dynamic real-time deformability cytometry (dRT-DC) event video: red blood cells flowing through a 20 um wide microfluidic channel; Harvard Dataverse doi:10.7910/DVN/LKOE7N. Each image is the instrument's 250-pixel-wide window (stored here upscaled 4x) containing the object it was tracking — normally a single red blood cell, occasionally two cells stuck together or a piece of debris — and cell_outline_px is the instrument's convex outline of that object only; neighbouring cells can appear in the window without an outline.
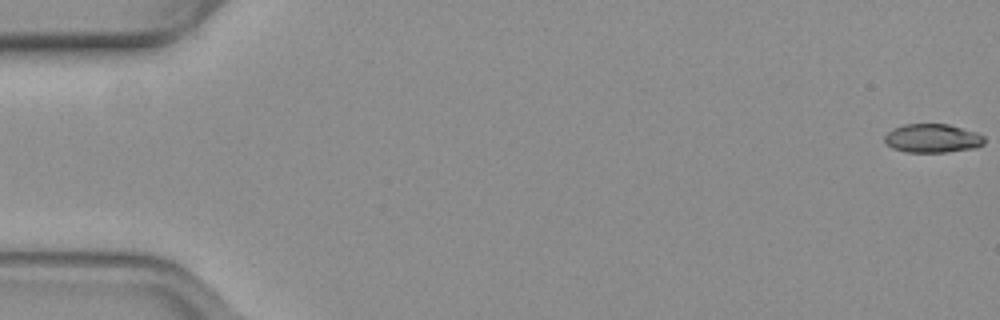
{"species": "common noctule bat (a hibernating species)", "species_latin": "Nyctalus noctula", "temperature_condition": "warm", "stored_images_in_passage": 55, "camera_frame_rate_fps": 3000, "um_per_image_px": 0.085, "animal": {"sex": "female", "body_mass_g": 19.3, "forearm_length_mm": 54.1}, "frame": {"image": 1, "passage_image": 1, "time_ms": 0.0, "image_size_px": [1000, 320], "cell_outline_px": [[984, 144], [976, 148], [948, 152], [908, 152], [892, 148], [884, 140], [884, 136], [892, 128], [904, 124], [948, 124], [976, 132], [984, 136]], "centroid_in_image_um": [79.27, 11.75], "position_along_channel_um": 5.7, "area_um2": 16.76}}
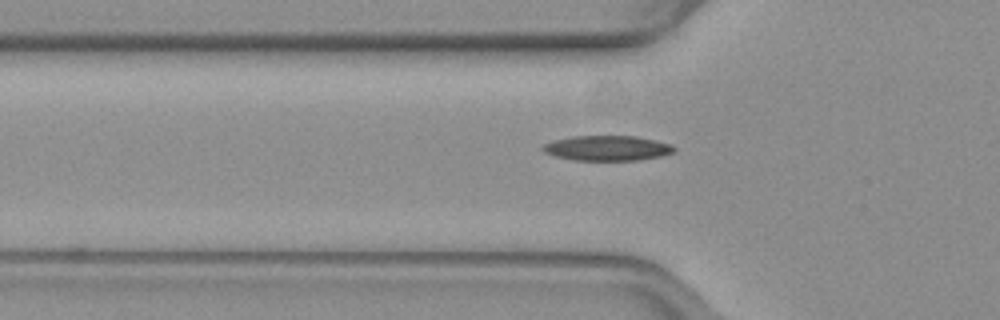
{"frame": {"image": 2, "passage_image": 19, "time_ms": 6.0, "image_size_px": [1000, 320], "cell_outline_px": [[676, 152], [660, 156], [640, 160], [576, 160], [556, 156], [544, 152], [540, 148], [544, 144], [556, 140], [572, 136], [636, 136], [656, 140], [672, 144], [676, 148]], "centroid_in_image_um": [51.67, 12.59], "position_along_channel_um": 74.1, "area_um2": 19.19}}
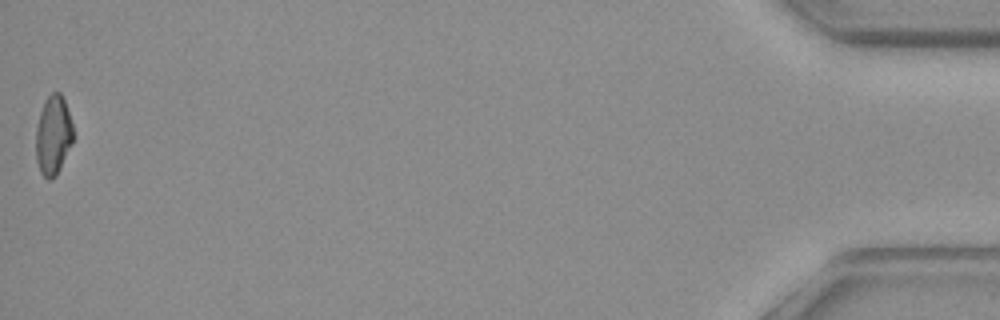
{"frame": {"image": 3, "passage_image": 55, "time_ms": 18.0, "image_size_px": [1000, 320], "cell_outline_px": [[72, 144], [56, 176], [52, 180], [48, 180], [40, 172], [36, 160], [36, 128], [40, 112], [44, 100], [52, 92], [60, 92], [64, 100], [72, 124]], "centroid_in_image_um": [4.5, 11.51], "position_along_channel_um": 430.7, "area_um2": 17.17}, "authors_computed_cell_mechanics": {"area_um2": 17.8602, "velocity_mm_per_s": 3.8183, "shape_relaxation_time_tau1_ms": 6.0087, "shape_relaxation_time_tau2_ms": 4.2226, "deformation_change_tau1": 0.2031, "deformation_change_tau2": 0.1068}}